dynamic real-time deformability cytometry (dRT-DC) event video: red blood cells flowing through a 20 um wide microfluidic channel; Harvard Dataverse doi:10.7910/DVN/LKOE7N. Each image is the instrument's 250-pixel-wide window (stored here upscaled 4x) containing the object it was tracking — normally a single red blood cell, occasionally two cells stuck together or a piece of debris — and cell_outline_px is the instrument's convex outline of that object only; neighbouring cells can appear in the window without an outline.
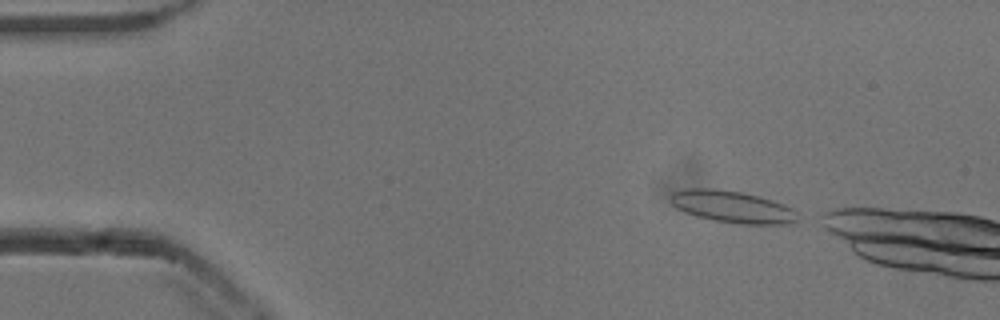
{"species": "common noctule bat (a hibernating species)", "species_latin": "Nyctalus noctula", "temperature_condition": "cold", "stored_images_in_passage": 6, "camera_frame_rate_fps": 3000, "um_per_image_px": 0.085, "animal": {"sex": "male", "body_mass_g": 13.3}, "frame": {"image": 1, "passage_image": 2, "time_ms": 0.333, "image_size_px": [1000, 320], "cell_outline_px": [[796, 220], [792, 224], [740, 224], [712, 220], [696, 216], [684, 212], [676, 208], [668, 200], [672, 192], [684, 188], [712, 188], [740, 192], [760, 196], [784, 204], [792, 208], [796, 212]], "centroid_in_image_um": [62.2, 17.57], "position_along_channel_um": 22.8, "area_um2": 23.87}}